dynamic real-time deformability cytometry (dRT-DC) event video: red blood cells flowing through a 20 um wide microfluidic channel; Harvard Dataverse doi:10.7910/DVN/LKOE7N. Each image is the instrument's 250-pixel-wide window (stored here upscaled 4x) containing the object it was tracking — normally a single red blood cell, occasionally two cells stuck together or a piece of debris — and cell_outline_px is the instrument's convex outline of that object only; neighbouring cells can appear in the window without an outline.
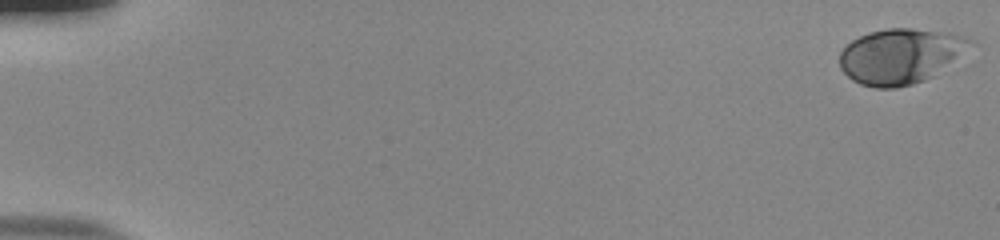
{"species": "human", "species_latin": "Homo sapiens", "temperature_condition": "room temperature", "stored_images_in_passage": 55, "camera_frame_rate_fps": 3000, "um_per_image_px": 0.085, "donor": {"sex": "male"}, "frame": {"image": 1, "passage_image": 1, "time_ms": 0.0, "image_size_px": [1000, 240], "cell_outline_px": [[980, 44], [936, 76], [912, 84], [896, 88], [876, 88], [860, 84], [852, 80], [840, 68], [840, 52], [852, 40], [868, 32], [884, 28], [912, 28], [952, 32], [976, 40]], "centroid_in_image_um": [76.68, 4.75], "position_along_channel_um": 8.3, "area_um2": 43.29}}
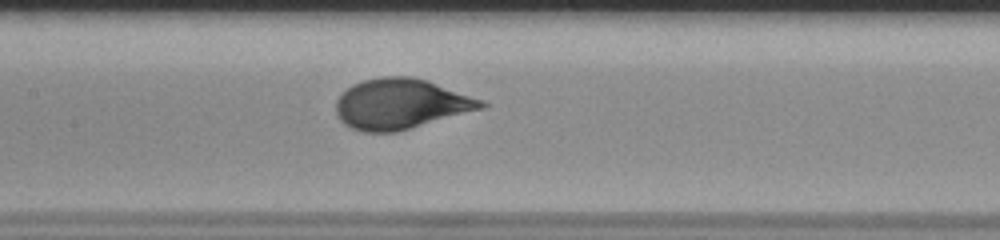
{"frame": {"image": 2, "passage_image": 28, "time_ms": 9.0, "image_size_px": [1000, 240], "cell_outline_px": [[488, 104], [484, 108], [396, 132], [364, 132], [352, 128], [344, 124], [340, 120], [336, 112], [336, 100], [352, 84], [364, 80], [380, 76], [412, 76], [428, 80], [484, 100]], "centroid_in_image_um": [34.08, 8.82], "position_along_channel_um": 173.3, "area_um2": 42.6}}
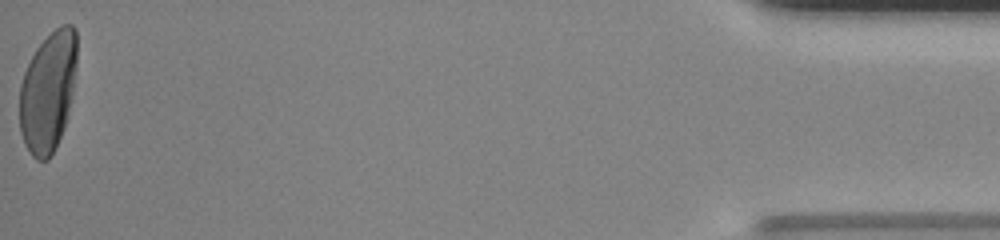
{"frame": {"image": 3, "passage_image": 55, "time_ms": 18.0, "image_size_px": [1000, 240], "cell_outline_px": [[76, 68], [68, 116], [64, 128], [48, 160], [36, 160], [32, 156], [24, 144], [20, 132], [20, 84], [24, 72], [36, 48], [60, 24], [72, 24], [76, 28]], "centroid_in_image_um": [4.08, 7.78], "position_along_channel_um": 431.1, "area_um2": 40.06}, "authors_computed_cell_mechanics": {"area_um2": 41.038, "velocity_mm_per_s": 3.8167, "shape_relaxation_time_tau1_ms": 3.5371, "shape_relaxation_time_tau2_ms": null, "deformation_change_tau1": 0.185, "deformation_change_tau2": null}}